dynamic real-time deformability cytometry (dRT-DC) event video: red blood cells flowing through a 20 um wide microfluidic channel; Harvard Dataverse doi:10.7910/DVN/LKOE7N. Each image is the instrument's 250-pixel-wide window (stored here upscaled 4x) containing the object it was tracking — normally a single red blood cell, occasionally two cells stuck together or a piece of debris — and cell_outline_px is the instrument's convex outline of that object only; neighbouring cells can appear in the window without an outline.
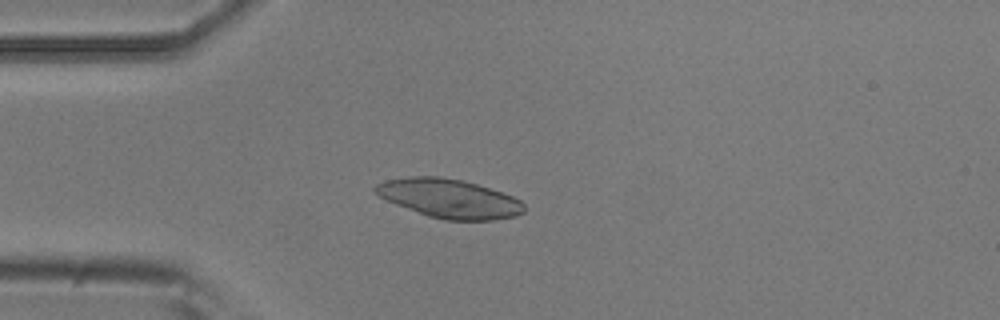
{"species": "common noctule bat (a hibernating species)", "species_latin": "Nyctalus noctula", "temperature_condition": "room temperature", "stored_images_in_passage": 2, "camera_frame_rate_fps": 3000, "um_per_image_px": 0.085, "animal": {"sex": "male", "body_mass_g": 20.5, "forearm_length_mm": 52.5}, "frame": {"image": 1, "passage_image": 2, "time_ms": 0.333, "image_size_px": [1000, 320], "cell_outline_px": [[524, 212], [516, 216], [492, 220], [444, 220], [428, 216], [396, 204], [372, 192], [372, 188], [376, 184], [384, 180], [408, 176], [440, 176], [464, 180], [512, 196], [520, 200], [524, 204]], "centroid_in_image_um": [38.15, 16.86], "position_along_channel_um": 46.9, "area_um2": 33.76}}